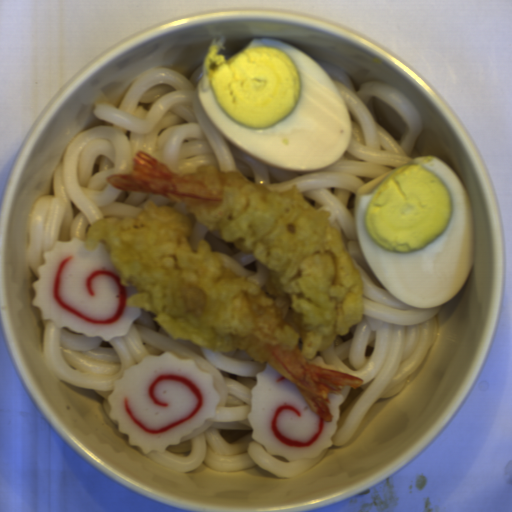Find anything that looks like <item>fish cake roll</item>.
<instances>
[{"label": "fish cake roll", "instance_id": "obj_1", "mask_svg": "<svg viewBox=\"0 0 512 512\" xmlns=\"http://www.w3.org/2000/svg\"><path fill=\"white\" fill-rule=\"evenodd\" d=\"M221 400L211 374L169 350L126 369L107 397L109 420L146 455L180 445L217 416Z\"/></svg>", "mask_w": 512, "mask_h": 512}, {"label": "fish cake roll", "instance_id": "obj_2", "mask_svg": "<svg viewBox=\"0 0 512 512\" xmlns=\"http://www.w3.org/2000/svg\"><path fill=\"white\" fill-rule=\"evenodd\" d=\"M79 237L55 241L43 255L44 265L32 283L33 308L59 329L100 337L105 342L124 336L141 315L142 307L128 304L137 294L134 286L121 283L118 271L104 244L95 251Z\"/></svg>", "mask_w": 512, "mask_h": 512}, {"label": "fish cake roll", "instance_id": "obj_3", "mask_svg": "<svg viewBox=\"0 0 512 512\" xmlns=\"http://www.w3.org/2000/svg\"><path fill=\"white\" fill-rule=\"evenodd\" d=\"M350 391L331 393L327 401L331 419L322 420L296 385L267 364L250 392L247 419L252 437L262 443L268 456H283L289 463L318 458L333 446L340 405Z\"/></svg>", "mask_w": 512, "mask_h": 512}, {"label": "fish cake roll", "instance_id": "obj_4", "mask_svg": "<svg viewBox=\"0 0 512 512\" xmlns=\"http://www.w3.org/2000/svg\"><path fill=\"white\" fill-rule=\"evenodd\" d=\"M311 362L316 367H320V368H324V369H329V370H333V371H337V372H341V373H345L344 369H342L341 367H333V366L326 365L324 360L321 357H319V356H314Z\"/></svg>", "mask_w": 512, "mask_h": 512}]
</instances>
